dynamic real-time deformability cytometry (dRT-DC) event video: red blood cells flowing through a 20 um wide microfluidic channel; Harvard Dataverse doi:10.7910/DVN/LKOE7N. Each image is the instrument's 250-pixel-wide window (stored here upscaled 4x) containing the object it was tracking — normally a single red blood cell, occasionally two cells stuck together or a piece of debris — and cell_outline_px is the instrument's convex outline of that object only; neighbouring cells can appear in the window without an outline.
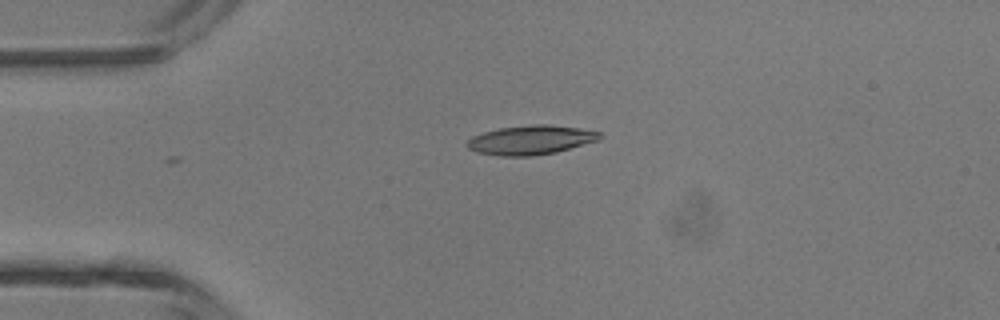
{"species": "common noctule bat (a hibernating species)", "species_latin": "Nyctalus noctula", "temperature_condition": "room temperature", "stored_images_in_passage": 3, "camera_frame_rate_fps": 3000, "um_per_image_px": 0.085, "animal": {"sex": "male", "body_mass_g": 13.3}, "frame": {"image": 1, "passage_image": 2, "time_ms": 1.333, "image_size_px": [1000, 320], "cell_outline_px": [[604, 136], [600, 140], [556, 152], [532, 156], [500, 156], [476, 152], [468, 148], [464, 144], [472, 136], [484, 132], [500, 128], [536, 124], [544, 124], [580, 128], [600, 132]], "centroid_in_image_um": [45.12, 11.9], "position_along_channel_um": 39.9, "area_um2": 22.66}}